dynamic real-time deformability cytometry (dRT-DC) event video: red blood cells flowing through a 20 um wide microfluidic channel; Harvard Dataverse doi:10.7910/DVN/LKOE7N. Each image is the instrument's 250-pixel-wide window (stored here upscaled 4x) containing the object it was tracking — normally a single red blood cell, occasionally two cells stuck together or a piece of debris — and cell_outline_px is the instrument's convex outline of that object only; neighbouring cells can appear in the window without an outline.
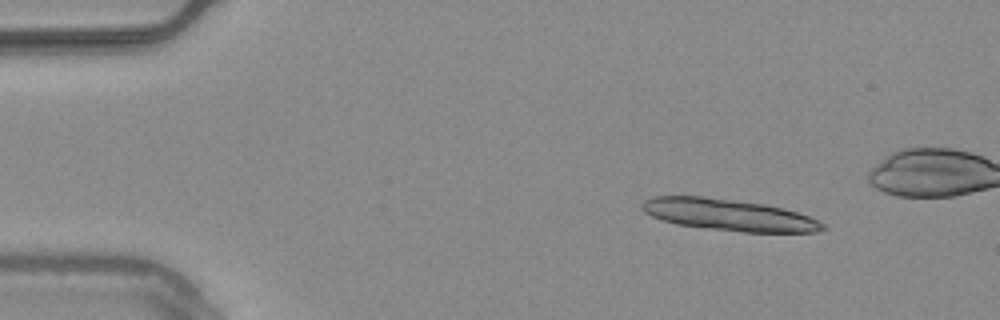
{"species": "common noctule bat (a hibernating species)", "species_latin": "Nyctalus noctula", "temperature_condition": "warm", "stored_images_in_passage": 9, "camera_frame_rate_fps": 3000, "um_per_image_px": 0.085, "animal": {"sex": "male", "body_mass_g": 20.4}, "frame": {"image": 1, "passage_image": 1, "time_ms": 0.0, "image_size_px": [1000, 320], "cell_outline_px": [[828, 228], [816, 232], [744, 232], [676, 224], [652, 216], [644, 212], [640, 208], [640, 204], [644, 200], [652, 196], [704, 196], [764, 204], [784, 208], [820, 220]], "centroid_in_image_um": [61.95, 18.25], "position_along_channel_um": 23.1, "area_um2": 33.23}}